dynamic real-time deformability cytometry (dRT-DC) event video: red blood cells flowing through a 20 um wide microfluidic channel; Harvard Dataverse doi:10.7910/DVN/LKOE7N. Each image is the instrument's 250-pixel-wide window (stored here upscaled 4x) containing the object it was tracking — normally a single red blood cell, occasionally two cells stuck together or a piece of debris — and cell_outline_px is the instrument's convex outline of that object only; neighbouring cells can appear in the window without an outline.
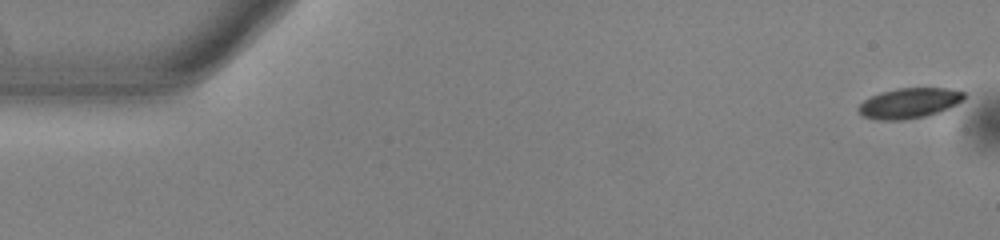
{"species": "common noctule bat (a hibernating species)", "species_latin": "Nyctalus noctula", "temperature_condition": "warm", "stored_images_in_passage": 48, "camera_frame_rate_fps": 3000, "um_per_image_px": 0.085, "animal": {"sex": "male", "body_mass_g": 13.0, "forearm_length_mm": 53.1}, "frame": {"image": 1, "passage_image": 1, "time_ms": 0.0, "image_size_px": [1000, 240], "cell_outline_px": [[964, 100], [940, 112], [924, 116], [900, 120], [876, 120], [860, 116], [856, 108], [864, 100], [880, 92], [896, 88], [952, 88], [964, 92]], "centroid_in_image_um": [77.25, 8.76], "position_along_channel_um": 7.7, "area_um2": 18.79}}
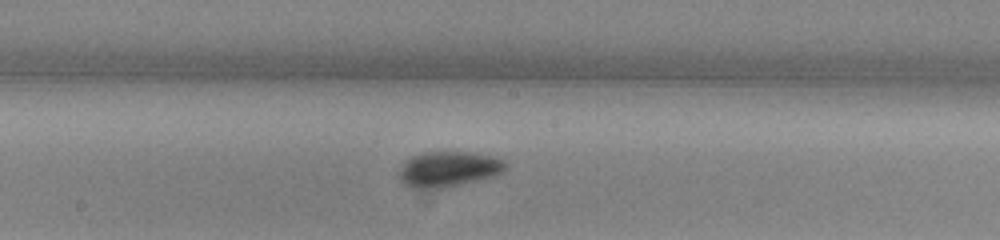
{"frame": {"image": 2, "passage_image": 28, "time_ms": 9.0, "image_size_px": [1000, 240], "cell_outline_px": [[508, 168], [492, 176], [444, 188], [412, 188], [404, 184], [400, 180], [400, 168], [412, 156], [424, 152], [472, 152], [492, 156], [504, 160], [508, 164]], "centroid_in_image_um": [38.14, 14.36], "position_along_channel_um": 210.1, "area_um2": 21.73}}
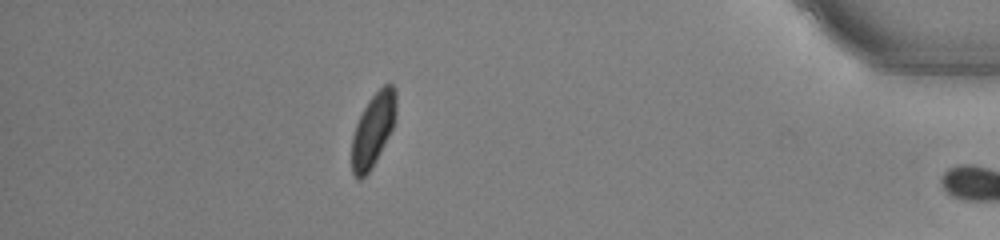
{"frame": {"image": 3, "passage_image": 47, "time_ms": 15.333, "image_size_px": [1000, 240], "cell_outline_px": [[396, 116], [392, 128], [376, 160], [368, 172], [360, 180], [356, 180], [352, 172], [352, 136], [356, 124], [368, 100], [384, 84], [392, 84], [396, 88]], "centroid_in_image_um": [31.71, 11.02], "position_along_channel_um": 403.5, "area_um2": 18.79}, "authors_computed_cell_mechanics": {"area_um2": 19.7965, "velocity_mm_per_s": 3.8403, "shape_relaxation_time_tau1_ms": 2.4658, "shape_relaxation_time_tau2_ms": 2.7234, "deformation_change_tau1": 0.0816, "deformation_change_tau2": 0.0492}}